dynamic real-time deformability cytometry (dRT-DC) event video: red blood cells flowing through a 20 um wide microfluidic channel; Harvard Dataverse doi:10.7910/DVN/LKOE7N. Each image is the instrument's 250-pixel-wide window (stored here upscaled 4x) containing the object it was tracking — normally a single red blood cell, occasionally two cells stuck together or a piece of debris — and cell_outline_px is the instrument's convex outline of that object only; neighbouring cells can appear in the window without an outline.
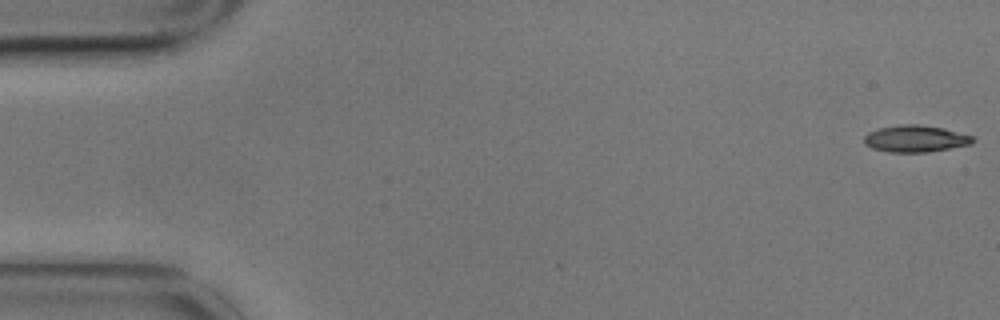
{"species": "common noctule bat (a hibernating species)", "species_latin": "Nyctalus noctula", "temperature_condition": "cold", "stored_images_in_passage": 6, "camera_frame_rate_fps": 3000, "um_per_image_px": 0.085, "animal": {"sex": "male", "body_mass_g": 17.9}, "frame": {"image": 1, "passage_image": 1, "time_ms": 0.0, "image_size_px": [1000, 320], "cell_outline_px": [[976, 140], [972, 144], [928, 152], [888, 152], [872, 148], [864, 144], [864, 136], [868, 132], [880, 128], [900, 124], [920, 124], [944, 128], [972, 136]], "centroid_in_image_um": [77.81, 11.79], "position_along_channel_um": 7.2, "area_um2": 17.05}}
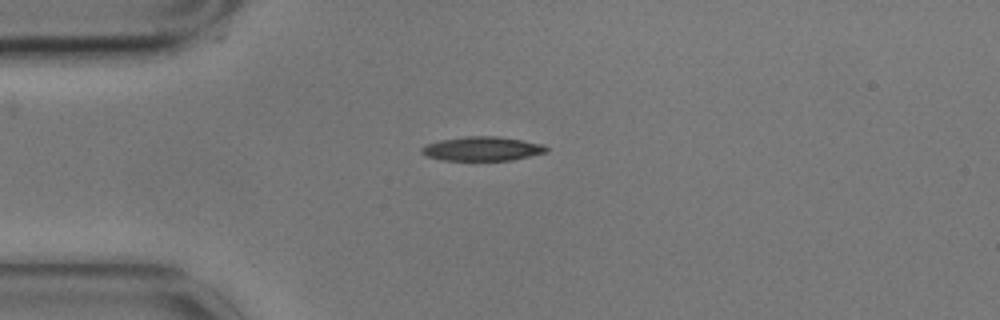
{"frame": {"image": 2, "passage_image": 5, "time_ms": 1.333, "image_size_px": [1000, 320], "cell_outline_px": [[548, 152], [512, 160], [444, 160], [428, 156], [420, 152], [420, 148], [428, 144], [440, 140], [464, 136], [496, 136], [524, 140], [544, 144], [548, 148]], "centroid_in_image_um": [41.03, 12.63], "position_along_channel_um": 44.0, "area_um2": 17.57}}